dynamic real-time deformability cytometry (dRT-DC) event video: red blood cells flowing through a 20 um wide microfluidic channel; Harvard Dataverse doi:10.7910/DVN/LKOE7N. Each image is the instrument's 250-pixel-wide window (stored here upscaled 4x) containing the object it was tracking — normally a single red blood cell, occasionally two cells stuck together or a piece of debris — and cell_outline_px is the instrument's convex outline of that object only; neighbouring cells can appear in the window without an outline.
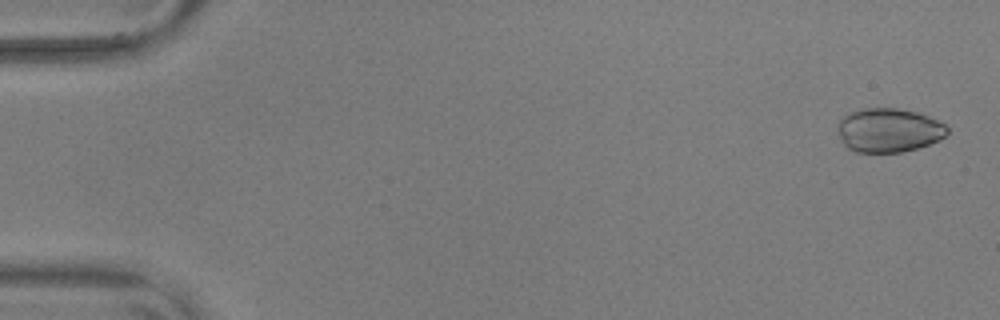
{"species": "common noctule bat (a hibernating species)", "species_latin": "Nyctalus noctula", "temperature_condition": "warm", "stored_images_in_passage": 56, "camera_frame_rate_fps": 3000, "um_per_image_px": 0.085, "animal": {"sex": "male", "body_mass_g": 17.9, "forearm_length_mm": 54.2}, "frame": {"image": 1, "passage_image": 2, "time_ms": 0.333, "image_size_px": [1000, 320], "cell_outline_px": [[948, 132], [940, 140], [916, 148], [900, 152], [856, 152], [848, 148], [844, 144], [836, 128], [836, 124], [848, 112], [860, 108], [896, 108], [916, 112], [928, 116], [944, 124], [948, 128]], "centroid_in_image_um": [75.51, 11.06], "position_along_channel_um": 9.5, "area_um2": 28.09}}
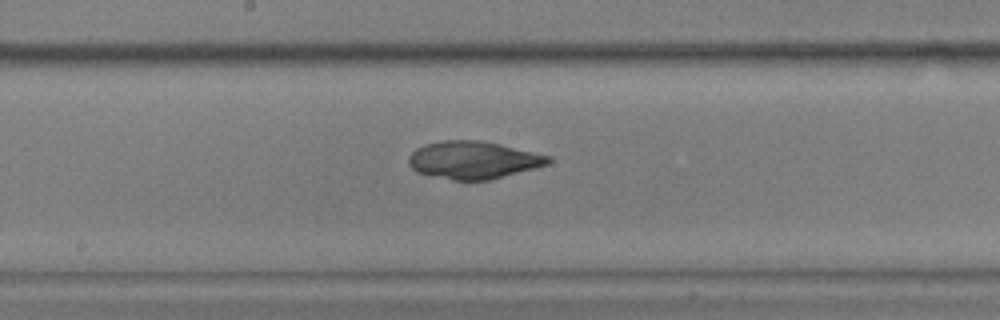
{"frame": {"image": 2, "passage_image": 30, "time_ms": 9.667, "image_size_px": [1000, 320], "cell_outline_px": [[552, 160], [548, 164], [492, 180], [452, 180], [416, 172], [408, 164], [408, 156], [416, 148], [424, 144], [444, 140], [480, 140], [500, 144], [552, 156]], "centroid_in_image_um": [40.22, 13.6], "position_along_channel_um": 208.0, "area_um2": 30.75}}
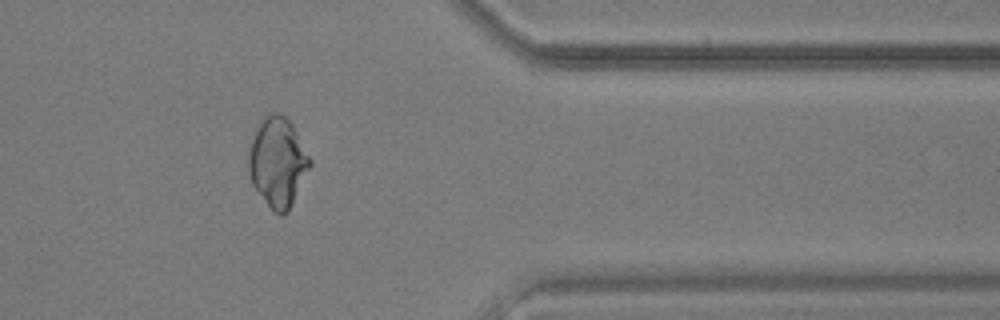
{"frame": {"image": 3, "passage_image": 46, "time_ms": 15.0, "image_size_px": [1000, 320], "cell_outline_px": [[312, 164], [288, 212], [280, 216], [272, 212], [252, 184], [248, 172], [248, 152], [256, 128], [264, 116], [272, 112], [276, 112], [284, 116], [292, 124], [312, 160]], "centroid_in_image_um": [23.6, 13.81], "position_along_channel_um": 387.8, "area_um2": 32.08}}